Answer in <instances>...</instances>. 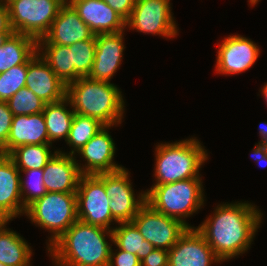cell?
I'll list each match as a JSON object with an SVG mask.
<instances>
[{"instance_id": "cell-1", "label": "cell", "mask_w": 267, "mask_h": 266, "mask_svg": "<svg viewBox=\"0 0 267 266\" xmlns=\"http://www.w3.org/2000/svg\"><path fill=\"white\" fill-rule=\"evenodd\" d=\"M215 209L213 217H207L196 229L221 261L246 252L263 214L246 201L221 204Z\"/></svg>"}, {"instance_id": "cell-14", "label": "cell", "mask_w": 267, "mask_h": 266, "mask_svg": "<svg viewBox=\"0 0 267 266\" xmlns=\"http://www.w3.org/2000/svg\"><path fill=\"white\" fill-rule=\"evenodd\" d=\"M111 127L105 125L87 144L77 151L87 163L82 165L83 167L78 165L82 175L115 172L123 168L113 162L116 147L111 135L108 133Z\"/></svg>"}, {"instance_id": "cell-29", "label": "cell", "mask_w": 267, "mask_h": 266, "mask_svg": "<svg viewBox=\"0 0 267 266\" xmlns=\"http://www.w3.org/2000/svg\"><path fill=\"white\" fill-rule=\"evenodd\" d=\"M95 50V34L90 39L70 45L72 64H74V81L89 75L95 59Z\"/></svg>"}, {"instance_id": "cell-30", "label": "cell", "mask_w": 267, "mask_h": 266, "mask_svg": "<svg viewBox=\"0 0 267 266\" xmlns=\"http://www.w3.org/2000/svg\"><path fill=\"white\" fill-rule=\"evenodd\" d=\"M28 61L0 73V101L7 102L22 87L26 86Z\"/></svg>"}, {"instance_id": "cell-7", "label": "cell", "mask_w": 267, "mask_h": 266, "mask_svg": "<svg viewBox=\"0 0 267 266\" xmlns=\"http://www.w3.org/2000/svg\"><path fill=\"white\" fill-rule=\"evenodd\" d=\"M61 0H12L8 5L11 29L39 40L50 30Z\"/></svg>"}, {"instance_id": "cell-18", "label": "cell", "mask_w": 267, "mask_h": 266, "mask_svg": "<svg viewBox=\"0 0 267 266\" xmlns=\"http://www.w3.org/2000/svg\"><path fill=\"white\" fill-rule=\"evenodd\" d=\"M95 59L87 77L107 81L114 76L123 58L124 37L119 33L96 34Z\"/></svg>"}, {"instance_id": "cell-31", "label": "cell", "mask_w": 267, "mask_h": 266, "mask_svg": "<svg viewBox=\"0 0 267 266\" xmlns=\"http://www.w3.org/2000/svg\"><path fill=\"white\" fill-rule=\"evenodd\" d=\"M8 107L12 114L15 115H31L43 112L45 104L26 86L22 87L8 101Z\"/></svg>"}, {"instance_id": "cell-37", "label": "cell", "mask_w": 267, "mask_h": 266, "mask_svg": "<svg viewBox=\"0 0 267 266\" xmlns=\"http://www.w3.org/2000/svg\"><path fill=\"white\" fill-rule=\"evenodd\" d=\"M0 33H14L9 21L8 5L0 3Z\"/></svg>"}, {"instance_id": "cell-26", "label": "cell", "mask_w": 267, "mask_h": 266, "mask_svg": "<svg viewBox=\"0 0 267 266\" xmlns=\"http://www.w3.org/2000/svg\"><path fill=\"white\" fill-rule=\"evenodd\" d=\"M118 225L112 229V234L113 243L120 250L135 254L142 261L155 249L132 222L118 223Z\"/></svg>"}, {"instance_id": "cell-34", "label": "cell", "mask_w": 267, "mask_h": 266, "mask_svg": "<svg viewBox=\"0 0 267 266\" xmlns=\"http://www.w3.org/2000/svg\"><path fill=\"white\" fill-rule=\"evenodd\" d=\"M115 251L117 252H113L111 248L108 266H141V260L135 254L128 253L119 248Z\"/></svg>"}, {"instance_id": "cell-8", "label": "cell", "mask_w": 267, "mask_h": 266, "mask_svg": "<svg viewBox=\"0 0 267 266\" xmlns=\"http://www.w3.org/2000/svg\"><path fill=\"white\" fill-rule=\"evenodd\" d=\"M78 220L112 230L111 222L117 223L112 217L105 191L104 173L81 175L76 192Z\"/></svg>"}, {"instance_id": "cell-9", "label": "cell", "mask_w": 267, "mask_h": 266, "mask_svg": "<svg viewBox=\"0 0 267 266\" xmlns=\"http://www.w3.org/2000/svg\"><path fill=\"white\" fill-rule=\"evenodd\" d=\"M131 222L146 241L163 250H170L189 228L184 222L155 211L147 203Z\"/></svg>"}, {"instance_id": "cell-25", "label": "cell", "mask_w": 267, "mask_h": 266, "mask_svg": "<svg viewBox=\"0 0 267 266\" xmlns=\"http://www.w3.org/2000/svg\"><path fill=\"white\" fill-rule=\"evenodd\" d=\"M37 52L65 85L74 81L70 45L37 44Z\"/></svg>"}, {"instance_id": "cell-10", "label": "cell", "mask_w": 267, "mask_h": 266, "mask_svg": "<svg viewBox=\"0 0 267 266\" xmlns=\"http://www.w3.org/2000/svg\"><path fill=\"white\" fill-rule=\"evenodd\" d=\"M170 0H136L126 26L139 32L170 39L178 29L171 12Z\"/></svg>"}, {"instance_id": "cell-15", "label": "cell", "mask_w": 267, "mask_h": 266, "mask_svg": "<svg viewBox=\"0 0 267 266\" xmlns=\"http://www.w3.org/2000/svg\"><path fill=\"white\" fill-rule=\"evenodd\" d=\"M94 33L82 21L69 3H64L52 22L49 32L37 44H59L64 46L90 39Z\"/></svg>"}, {"instance_id": "cell-27", "label": "cell", "mask_w": 267, "mask_h": 266, "mask_svg": "<svg viewBox=\"0 0 267 266\" xmlns=\"http://www.w3.org/2000/svg\"><path fill=\"white\" fill-rule=\"evenodd\" d=\"M52 144H29L14 149L9 156L19 170L43 169L53 157L50 148Z\"/></svg>"}, {"instance_id": "cell-45", "label": "cell", "mask_w": 267, "mask_h": 266, "mask_svg": "<svg viewBox=\"0 0 267 266\" xmlns=\"http://www.w3.org/2000/svg\"><path fill=\"white\" fill-rule=\"evenodd\" d=\"M5 220L0 216V223L4 222Z\"/></svg>"}, {"instance_id": "cell-5", "label": "cell", "mask_w": 267, "mask_h": 266, "mask_svg": "<svg viewBox=\"0 0 267 266\" xmlns=\"http://www.w3.org/2000/svg\"><path fill=\"white\" fill-rule=\"evenodd\" d=\"M201 180V178H191L153 185L145 192L146 203L155 211L180 220L191 228L184 219L203 206L205 199Z\"/></svg>"}, {"instance_id": "cell-28", "label": "cell", "mask_w": 267, "mask_h": 266, "mask_svg": "<svg viewBox=\"0 0 267 266\" xmlns=\"http://www.w3.org/2000/svg\"><path fill=\"white\" fill-rule=\"evenodd\" d=\"M104 126L96 118L75 113L66 140L67 144L72 147L69 154L76 155L75 153L87 144Z\"/></svg>"}, {"instance_id": "cell-4", "label": "cell", "mask_w": 267, "mask_h": 266, "mask_svg": "<svg viewBox=\"0 0 267 266\" xmlns=\"http://www.w3.org/2000/svg\"><path fill=\"white\" fill-rule=\"evenodd\" d=\"M155 149L156 183L154 185L201 178L199 170L208 159V154L198 139L190 138L174 143H161Z\"/></svg>"}, {"instance_id": "cell-3", "label": "cell", "mask_w": 267, "mask_h": 266, "mask_svg": "<svg viewBox=\"0 0 267 266\" xmlns=\"http://www.w3.org/2000/svg\"><path fill=\"white\" fill-rule=\"evenodd\" d=\"M121 93L113 83L89 77L66 85V97L75 113L96 118L108 126L122 121L125 102Z\"/></svg>"}, {"instance_id": "cell-17", "label": "cell", "mask_w": 267, "mask_h": 266, "mask_svg": "<svg viewBox=\"0 0 267 266\" xmlns=\"http://www.w3.org/2000/svg\"><path fill=\"white\" fill-rule=\"evenodd\" d=\"M26 87L44 103H53L66 97V85L36 52L28 60Z\"/></svg>"}, {"instance_id": "cell-22", "label": "cell", "mask_w": 267, "mask_h": 266, "mask_svg": "<svg viewBox=\"0 0 267 266\" xmlns=\"http://www.w3.org/2000/svg\"><path fill=\"white\" fill-rule=\"evenodd\" d=\"M9 221L0 223V263L6 266H30L31 247L26 240L6 225Z\"/></svg>"}, {"instance_id": "cell-39", "label": "cell", "mask_w": 267, "mask_h": 266, "mask_svg": "<svg viewBox=\"0 0 267 266\" xmlns=\"http://www.w3.org/2000/svg\"><path fill=\"white\" fill-rule=\"evenodd\" d=\"M259 135L261 137V141L258 142L257 144L267 149V122H264L263 126L260 123Z\"/></svg>"}, {"instance_id": "cell-41", "label": "cell", "mask_w": 267, "mask_h": 266, "mask_svg": "<svg viewBox=\"0 0 267 266\" xmlns=\"http://www.w3.org/2000/svg\"><path fill=\"white\" fill-rule=\"evenodd\" d=\"M263 93L262 95H264L263 97L266 99V103H267V83H265V85L263 86L262 90Z\"/></svg>"}, {"instance_id": "cell-44", "label": "cell", "mask_w": 267, "mask_h": 266, "mask_svg": "<svg viewBox=\"0 0 267 266\" xmlns=\"http://www.w3.org/2000/svg\"><path fill=\"white\" fill-rule=\"evenodd\" d=\"M63 3H68V2H70L71 0H61Z\"/></svg>"}, {"instance_id": "cell-23", "label": "cell", "mask_w": 267, "mask_h": 266, "mask_svg": "<svg viewBox=\"0 0 267 266\" xmlns=\"http://www.w3.org/2000/svg\"><path fill=\"white\" fill-rule=\"evenodd\" d=\"M37 52V40L31 36L13 33L0 47V73L25 64Z\"/></svg>"}, {"instance_id": "cell-43", "label": "cell", "mask_w": 267, "mask_h": 266, "mask_svg": "<svg viewBox=\"0 0 267 266\" xmlns=\"http://www.w3.org/2000/svg\"><path fill=\"white\" fill-rule=\"evenodd\" d=\"M12 0H0L2 4H9Z\"/></svg>"}, {"instance_id": "cell-32", "label": "cell", "mask_w": 267, "mask_h": 266, "mask_svg": "<svg viewBox=\"0 0 267 266\" xmlns=\"http://www.w3.org/2000/svg\"><path fill=\"white\" fill-rule=\"evenodd\" d=\"M28 175L27 180L20 178V190L23 207L26 209L37 199L43 197L47 193V189L43 181V169L20 170ZM29 178V179H28Z\"/></svg>"}, {"instance_id": "cell-38", "label": "cell", "mask_w": 267, "mask_h": 266, "mask_svg": "<svg viewBox=\"0 0 267 266\" xmlns=\"http://www.w3.org/2000/svg\"><path fill=\"white\" fill-rule=\"evenodd\" d=\"M252 151H253V159L258 163V165L260 164L261 167H263L265 163V166H267V149L260 146L259 144L258 145L256 144L255 148Z\"/></svg>"}, {"instance_id": "cell-13", "label": "cell", "mask_w": 267, "mask_h": 266, "mask_svg": "<svg viewBox=\"0 0 267 266\" xmlns=\"http://www.w3.org/2000/svg\"><path fill=\"white\" fill-rule=\"evenodd\" d=\"M220 261L195 227L188 228L168 250V266H211Z\"/></svg>"}, {"instance_id": "cell-16", "label": "cell", "mask_w": 267, "mask_h": 266, "mask_svg": "<svg viewBox=\"0 0 267 266\" xmlns=\"http://www.w3.org/2000/svg\"><path fill=\"white\" fill-rule=\"evenodd\" d=\"M68 3L95 35L119 33L126 28V20L103 0H71Z\"/></svg>"}, {"instance_id": "cell-40", "label": "cell", "mask_w": 267, "mask_h": 266, "mask_svg": "<svg viewBox=\"0 0 267 266\" xmlns=\"http://www.w3.org/2000/svg\"><path fill=\"white\" fill-rule=\"evenodd\" d=\"M12 34L13 33H0V47L4 45V43Z\"/></svg>"}, {"instance_id": "cell-21", "label": "cell", "mask_w": 267, "mask_h": 266, "mask_svg": "<svg viewBox=\"0 0 267 266\" xmlns=\"http://www.w3.org/2000/svg\"><path fill=\"white\" fill-rule=\"evenodd\" d=\"M49 143L43 113L15 115L6 142V155L22 145Z\"/></svg>"}, {"instance_id": "cell-20", "label": "cell", "mask_w": 267, "mask_h": 266, "mask_svg": "<svg viewBox=\"0 0 267 266\" xmlns=\"http://www.w3.org/2000/svg\"><path fill=\"white\" fill-rule=\"evenodd\" d=\"M20 170L9 155H0V216L10 221L25 214L20 190ZM22 213V214H21Z\"/></svg>"}, {"instance_id": "cell-42", "label": "cell", "mask_w": 267, "mask_h": 266, "mask_svg": "<svg viewBox=\"0 0 267 266\" xmlns=\"http://www.w3.org/2000/svg\"><path fill=\"white\" fill-rule=\"evenodd\" d=\"M252 6L257 4V2H259V0H248Z\"/></svg>"}, {"instance_id": "cell-2", "label": "cell", "mask_w": 267, "mask_h": 266, "mask_svg": "<svg viewBox=\"0 0 267 266\" xmlns=\"http://www.w3.org/2000/svg\"><path fill=\"white\" fill-rule=\"evenodd\" d=\"M112 230L77 220L47 250L56 266H108Z\"/></svg>"}, {"instance_id": "cell-19", "label": "cell", "mask_w": 267, "mask_h": 266, "mask_svg": "<svg viewBox=\"0 0 267 266\" xmlns=\"http://www.w3.org/2000/svg\"><path fill=\"white\" fill-rule=\"evenodd\" d=\"M74 155L60 150L43 168V181L47 192L76 193L81 172Z\"/></svg>"}, {"instance_id": "cell-36", "label": "cell", "mask_w": 267, "mask_h": 266, "mask_svg": "<svg viewBox=\"0 0 267 266\" xmlns=\"http://www.w3.org/2000/svg\"><path fill=\"white\" fill-rule=\"evenodd\" d=\"M108 4L114 11H116L122 18L127 20L133 7L136 3V0H103Z\"/></svg>"}, {"instance_id": "cell-6", "label": "cell", "mask_w": 267, "mask_h": 266, "mask_svg": "<svg viewBox=\"0 0 267 266\" xmlns=\"http://www.w3.org/2000/svg\"><path fill=\"white\" fill-rule=\"evenodd\" d=\"M25 214L53 234L47 243L49 248L78 220L76 193L47 192L30 204Z\"/></svg>"}, {"instance_id": "cell-11", "label": "cell", "mask_w": 267, "mask_h": 266, "mask_svg": "<svg viewBox=\"0 0 267 266\" xmlns=\"http://www.w3.org/2000/svg\"><path fill=\"white\" fill-rule=\"evenodd\" d=\"M125 168L104 173V186L110 202L112 217L117 223L131 222L139 209L146 203L145 192H140L137 199Z\"/></svg>"}, {"instance_id": "cell-12", "label": "cell", "mask_w": 267, "mask_h": 266, "mask_svg": "<svg viewBox=\"0 0 267 266\" xmlns=\"http://www.w3.org/2000/svg\"><path fill=\"white\" fill-rule=\"evenodd\" d=\"M259 52V47L250 39L230 35L218 47L216 71L226 75L245 72L256 62Z\"/></svg>"}, {"instance_id": "cell-35", "label": "cell", "mask_w": 267, "mask_h": 266, "mask_svg": "<svg viewBox=\"0 0 267 266\" xmlns=\"http://www.w3.org/2000/svg\"><path fill=\"white\" fill-rule=\"evenodd\" d=\"M141 266H168V250L155 248L141 261Z\"/></svg>"}, {"instance_id": "cell-33", "label": "cell", "mask_w": 267, "mask_h": 266, "mask_svg": "<svg viewBox=\"0 0 267 266\" xmlns=\"http://www.w3.org/2000/svg\"><path fill=\"white\" fill-rule=\"evenodd\" d=\"M14 115L7 102L0 101V152L6 155V142L9 136Z\"/></svg>"}, {"instance_id": "cell-24", "label": "cell", "mask_w": 267, "mask_h": 266, "mask_svg": "<svg viewBox=\"0 0 267 266\" xmlns=\"http://www.w3.org/2000/svg\"><path fill=\"white\" fill-rule=\"evenodd\" d=\"M66 104L71 105L67 97L57 102L45 104L42 113L48 132L49 144H52L54 140L64 138L66 141L68 138L75 112L73 109L68 110Z\"/></svg>"}]
</instances>
